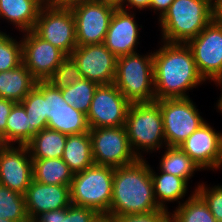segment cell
I'll list each match as a JSON object with an SVG mask.
<instances>
[{
  "instance_id": "cell-10",
  "label": "cell",
  "mask_w": 222,
  "mask_h": 222,
  "mask_svg": "<svg viewBox=\"0 0 222 222\" xmlns=\"http://www.w3.org/2000/svg\"><path fill=\"white\" fill-rule=\"evenodd\" d=\"M35 87L44 95L47 128L66 135L89 132L86 114L67 104L61 89L47 81H37Z\"/></svg>"
},
{
  "instance_id": "cell-15",
  "label": "cell",
  "mask_w": 222,
  "mask_h": 222,
  "mask_svg": "<svg viewBox=\"0 0 222 222\" xmlns=\"http://www.w3.org/2000/svg\"><path fill=\"white\" fill-rule=\"evenodd\" d=\"M70 56L77 63L82 78L98 85L114 82L117 57L103 43L77 46Z\"/></svg>"
},
{
  "instance_id": "cell-33",
  "label": "cell",
  "mask_w": 222,
  "mask_h": 222,
  "mask_svg": "<svg viewBox=\"0 0 222 222\" xmlns=\"http://www.w3.org/2000/svg\"><path fill=\"white\" fill-rule=\"evenodd\" d=\"M22 61V40L17 42L13 37L0 34V72L17 68Z\"/></svg>"
},
{
  "instance_id": "cell-43",
  "label": "cell",
  "mask_w": 222,
  "mask_h": 222,
  "mask_svg": "<svg viewBox=\"0 0 222 222\" xmlns=\"http://www.w3.org/2000/svg\"><path fill=\"white\" fill-rule=\"evenodd\" d=\"M216 84H217V86L221 85L220 87H222V79L216 81ZM221 90H222V88H221ZM216 106H217L218 110L222 113V93H221V97L218 100V104Z\"/></svg>"
},
{
  "instance_id": "cell-2",
  "label": "cell",
  "mask_w": 222,
  "mask_h": 222,
  "mask_svg": "<svg viewBox=\"0 0 222 222\" xmlns=\"http://www.w3.org/2000/svg\"><path fill=\"white\" fill-rule=\"evenodd\" d=\"M160 210L154 196L151 167L143 158L114 168L112 202L105 217L146 214Z\"/></svg>"
},
{
  "instance_id": "cell-26",
  "label": "cell",
  "mask_w": 222,
  "mask_h": 222,
  "mask_svg": "<svg viewBox=\"0 0 222 222\" xmlns=\"http://www.w3.org/2000/svg\"><path fill=\"white\" fill-rule=\"evenodd\" d=\"M165 149L159 163L161 171L183 178L188 182L195 171L202 170L179 146H165Z\"/></svg>"
},
{
  "instance_id": "cell-21",
  "label": "cell",
  "mask_w": 222,
  "mask_h": 222,
  "mask_svg": "<svg viewBox=\"0 0 222 222\" xmlns=\"http://www.w3.org/2000/svg\"><path fill=\"white\" fill-rule=\"evenodd\" d=\"M37 80L22 63L17 68L0 72V98L20 103L35 87Z\"/></svg>"
},
{
  "instance_id": "cell-24",
  "label": "cell",
  "mask_w": 222,
  "mask_h": 222,
  "mask_svg": "<svg viewBox=\"0 0 222 222\" xmlns=\"http://www.w3.org/2000/svg\"><path fill=\"white\" fill-rule=\"evenodd\" d=\"M156 174L151 168L154 196L160 209L168 210L166 202L178 201L185 197L188 182L180 177L160 171ZM166 205V206H165Z\"/></svg>"
},
{
  "instance_id": "cell-36",
  "label": "cell",
  "mask_w": 222,
  "mask_h": 222,
  "mask_svg": "<svg viewBox=\"0 0 222 222\" xmlns=\"http://www.w3.org/2000/svg\"><path fill=\"white\" fill-rule=\"evenodd\" d=\"M103 219L107 222H171V212L160 209L146 214L120 215Z\"/></svg>"
},
{
  "instance_id": "cell-28",
  "label": "cell",
  "mask_w": 222,
  "mask_h": 222,
  "mask_svg": "<svg viewBox=\"0 0 222 222\" xmlns=\"http://www.w3.org/2000/svg\"><path fill=\"white\" fill-rule=\"evenodd\" d=\"M171 213V222H217L204 200L194 191Z\"/></svg>"
},
{
  "instance_id": "cell-6",
  "label": "cell",
  "mask_w": 222,
  "mask_h": 222,
  "mask_svg": "<svg viewBox=\"0 0 222 222\" xmlns=\"http://www.w3.org/2000/svg\"><path fill=\"white\" fill-rule=\"evenodd\" d=\"M125 128L130 146L138 158L142 151L151 152L166 146L163 119L156 101L131 103Z\"/></svg>"
},
{
  "instance_id": "cell-11",
  "label": "cell",
  "mask_w": 222,
  "mask_h": 222,
  "mask_svg": "<svg viewBox=\"0 0 222 222\" xmlns=\"http://www.w3.org/2000/svg\"><path fill=\"white\" fill-rule=\"evenodd\" d=\"M187 45L197 69L206 81L222 79V23L215 18Z\"/></svg>"
},
{
  "instance_id": "cell-42",
  "label": "cell",
  "mask_w": 222,
  "mask_h": 222,
  "mask_svg": "<svg viewBox=\"0 0 222 222\" xmlns=\"http://www.w3.org/2000/svg\"><path fill=\"white\" fill-rule=\"evenodd\" d=\"M98 1L111 5L115 7L116 9H120L124 5V2H125V0H98Z\"/></svg>"
},
{
  "instance_id": "cell-18",
  "label": "cell",
  "mask_w": 222,
  "mask_h": 222,
  "mask_svg": "<svg viewBox=\"0 0 222 222\" xmlns=\"http://www.w3.org/2000/svg\"><path fill=\"white\" fill-rule=\"evenodd\" d=\"M135 15L126 10L115 9L103 44L116 56L137 53L139 27Z\"/></svg>"
},
{
  "instance_id": "cell-30",
  "label": "cell",
  "mask_w": 222,
  "mask_h": 222,
  "mask_svg": "<svg viewBox=\"0 0 222 222\" xmlns=\"http://www.w3.org/2000/svg\"><path fill=\"white\" fill-rule=\"evenodd\" d=\"M0 218L14 222H27L30 220L23 194L10 190L0 184Z\"/></svg>"
},
{
  "instance_id": "cell-5",
  "label": "cell",
  "mask_w": 222,
  "mask_h": 222,
  "mask_svg": "<svg viewBox=\"0 0 222 222\" xmlns=\"http://www.w3.org/2000/svg\"><path fill=\"white\" fill-rule=\"evenodd\" d=\"M114 168L92 165L75 173L70 184L71 204L95 210L103 218L112 202Z\"/></svg>"
},
{
  "instance_id": "cell-1",
  "label": "cell",
  "mask_w": 222,
  "mask_h": 222,
  "mask_svg": "<svg viewBox=\"0 0 222 222\" xmlns=\"http://www.w3.org/2000/svg\"><path fill=\"white\" fill-rule=\"evenodd\" d=\"M162 42L153 52L155 99L188 98L186 91L205 82L192 50L187 44Z\"/></svg>"
},
{
  "instance_id": "cell-38",
  "label": "cell",
  "mask_w": 222,
  "mask_h": 222,
  "mask_svg": "<svg viewBox=\"0 0 222 222\" xmlns=\"http://www.w3.org/2000/svg\"><path fill=\"white\" fill-rule=\"evenodd\" d=\"M150 3H151V0H125V2H124L125 5H123L120 9L126 10V11L129 10V7H130V10H131V8H132V10H133V8L134 9L136 8L139 10H142L145 8L150 9Z\"/></svg>"
},
{
  "instance_id": "cell-37",
  "label": "cell",
  "mask_w": 222,
  "mask_h": 222,
  "mask_svg": "<svg viewBox=\"0 0 222 222\" xmlns=\"http://www.w3.org/2000/svg\"><path fill=\"white\" fill-rule=\"evenodd\" d=\"M16 103L5 98H0V142L6 145V121L12 107Z\"/></svg>"
},
{
  "instance_id": "cell-40",
  "label": "cell",
  "mask_w": 222,
  "mask_h": 222,
  "mask_svg": "<svg viewBox=\"0 0 222 222\" xmlns=\"http://www.w3.org/2000/svg\"><path fill=\"white\" fill-rule=\"evenodd\" d=\"M84 1H90V0H46V3H48L49 5L55 6V7L70 8L73 5H76L78 3H82Z\"/></svg>"
},
{
  "instance_id": "cell-29",
  "label": "cell",
  "mask_w": 222,
  "mask_h": 222,
  "mask_svg": "<svg viewBox=\"0 0 222 222\" xmlns=\"http://www.w3.org/2000/svg\"><path fill=\"white\" fill-rule=\"evenodd\" d=\"M35 222H103L95 210L71 204L67 208L52 210L38 215Z\"/></svg>"
},
{
  "instance_id": "cell-31",
  "label": "cell",
  "mask_w": 222,
  "mask_h": 222,
  "mask_svg": "<svg viewBox=\"0 0 222 222\" xmlns=\"http://www.w3.org/2000/svg\"><path fill=\"white\" fill-rule=\"evenodd\" d=\"M98 84L82 78L75 84L61 89L63 99L78 111L87 114Z\"/></svg>"
},
{
  "instance_id": "cell-25",
  "label": "cell",
  "mask_w": 222,
  "mask_h": 222,
  "mask_svg": "<svg viewBox=\"0 0 222 222\" xmlns=\"http://www.w3.org/2000/svg\"><path fill=\"white\" fill-rule=\"evenodd\" d=\"M32 160L33 180L44 184L70 186L74 173L62 158Z\"/></svg>"
},
{
  "instance_id": "cell-20",
  "label": "cell",
  "mask_w": 222,
  "mask_h": 222,
  "mask_svg": "<svg viewBox=\"0 0 222 222\" xmlns=\"http://www.w3.org/2000/svg\"><path fill=\"white\" fill-rule=\"evenodd\" d=\"M45 3L46 0H0V17L12 22L21 32L31 31Z\"/></svg>"
},
{
  "instance_id": "cell-41",
  "label": "cell",
  "mask_w": 222,
  "mask_h": 222,
  "mask_svg": "<svg viewBox=\"0 0 222 222\" xmlns=\"http://www.w3.org/2000/svg\"><path fill=\"white\" fill-rule=\"evenodd\" d=\"M215 19L222 23V0H214Z\"/></svg>"
},
{
  "instance_id": "cell-44",
  "label": "cell",
  "mask_w": 222,
  "mask_h": 222,
  "mask_svg": "<svg viewBox=\"0 0 222 222\" xmlns=\"http://www.w3.org/2000/svg\"><path fill=\"white\" fill-rule=\"evenodd\" d=\"M0 222H14V221L5 218H0Z\"/></svg>"
},
{
  "instance_id": "cell-27",
  "label": "cell",
  "mask_w": 222,
  "mask_h": 222,
  "mask_svg": "<svg viewBox=\"0 0 222 222\" xmlns=\"http://www.w3.org/2000/svg\"><path fill=\"white\" fill-rule=\"evenodd\" d=\"M34 135L24 106L16 103L6 121V145H26Z\"/></svg>"
},
{
  "instance_id": "cell-12",
  "label": "cell",
  "mask_w": 222,
  "mask_h": 222,
  "mask_svg": "<svg viewBox=\"0 0 222 222\" xmlns=\"http://www.w3.org/2000/svg\"><path fill=\"white\" fill-rule=\"evenodd\" d=\"M77 46L104 42L115 7L98 0L73 5Z\"/></svg>"
},
{
  "instance_id": "cell-23",
  "label": "cell",
  "mask_w": 222,
  "mask_h": 222,
  "mask_svg": "<svg viewBox=\"0 0 222 222\" xmlns=\"http://www.w3.org/2000/svg\"><path fill=\"white\" fill-rule=\"evenodd\" d=\"M67 135L51 129H43L26 144L32 159L62 158Z\"/></svg>"
},
{
  "instance_id": "cell-8",
  "label": "cell",
  "mask_w": 222,
  "mask_h": 222,
  "mask_svg": "<svg viewBox=\"0 0 222 222\" xmlns=\"http://www.w3.org/2000/svg\"><path fill=\"white\" fill-rule=\"evenodd\" d=\"M33 31L67 56L77 47L75 18L71 8L45 3L39 11Z\"/></svg>"
},
{
  "instance_id": "cell-9",
  "label": "cell",
  "mask_w": 222,
  "mask_h": 222,
  "mask_svg": "<svg viewBox=\"0 0 222 222\" xmlns=\"http://www.w3.org/2000/svg\"><path fill=\"white\" fill-rule=\"evenodd\" d=\"M89 134L96 165L116 168L139 159L130 146L125 126L90 129Z\"/></svg>"
},
{
  "instance_id": "cell-7",
  "label": "cell",
  "mask_w": 222,
  "mask_h": 222,
  "mask_svg": "<svg viewBox=\"0 0 222 222\" xmlns=\"http://www.w3.org/2000/svg\"><path fill=\"white\" fill-rule=\"evenodd\" d=\"M155 101L159 104L163 119L166 146H179L206 122L190 97Z\"/></svg>"
},
{
  "instance_id": "cell-17",
  "label": "cell",
  "mask_w": 222,
  "mask_h": 222,
  "mask_svg": "<svg viewBox=\"0 0 222 222\" xmlns=\"http://www.w3.org/2000/svg\"><path fill=\"white\" fill-rule=\"evenodd\" d=\"M179 147L201 169L217 170L222 166V133L204 122Z\"/></svg>"
},
{
  "instance_id": "cell-14",
  "label": "cell",
  "mask_w": 222,
  "mask_h": 222,
  "mask_svg": "<svg viewBox=\"0 0 222 222\" xmlns=\"http://www.w3.org/2000/svg\"><path fill=\"white\" fill-rule=\"evenodd\" d=\"M23 33V64L37 81H47L67 55L51 43L43 40L33 30Z\"/></svg>"
},
{
  "instance_id": "cell-16",
  "label": "cell",
  "mask_w": 222,
  "mask_h": 222,
  "mask_svg": "<svg viewBox=\"0 0 222 222\" xmlns=\"http://www.w3.org/2000/svg\"><path fill=\"white\" fill-rule=\"evenodd\" d=\"M33 180V160L26 145L0 146V184L25 194Z\"/></svg>"
},
{
  "instance_id": "cell-13",
  "label": "cell",
  "mask_w": 222,
  "mask_h": 222,
  "mask_svg": "<svg viewBox=\"0 0 222 222\" xmlns=\"http://www.w3.org/2000/svg\"><path fill=\"white\" fill-rule=\"evenodd\" d=\"M130 105L114 83L98 85L86 114L89 128L125 126Z\"/></svg>"
},
{
  "instance_id": "cell-19",
  "label": "cell",
  "mask_w": 222,
  "mask_h": 222,
  "mask_svg": "<svg viewBox=\"0 0 222 222\" xmlns=\"http://www.w3.org/2000/svg\"><path fill=\"white\" fill-rule=\"evenodd\" d=\"M30 220L52 210L67 208L71 205L70 186L39 183L32 180L24 194Z\"/></svg>"
},
{
  "instance_id": "cell-32",
  "label": "cell",
  "mask_w": 222,
  "mask_h": 222,
  "mask_svg": "<svg viewBox=\"0 0 222 222\" xmlns=\"http://www.w3.org/2000/svg\"><path fill=\"white\" fill-rule=\"evenodd\" d=\"M26 111L31 129L38 133L47 128L44 95L34 87L20 102Z\"/></svg>"
},
{
  "instance_id": "cell-3",
  "label": "cell",
  "mask_w": 222,
  "mask_h": 222,
  "mask_svg": "<svg viewBox=\"0 0 222 222\" xmlns=\"http://www.w3.org/2000/svg\"><path fill=\"white\" fill-rule=\"evenodd\" d=\"M215 18L214 0H174L158 18L162 39L187 44Z\"/></svg>"
},
{
  "instance_id": "cell-4",
  "label": "cell",
  "mask_w": 222,
  "mask_h": 222,
  "mask_svg": "<svg viewBox=\"0 0 222 222\" xmlns=\"http://www.w3.org/2000/svg\"><path fill=\"white\" fill-rule=\"evenodd\" d=\"M113 83L130 103L155 101L153 53L117 57Z\"/></svg>"
},
{
  "instance_id": "cell-34",
  "label": "cell",
  "mask_w": 222,
  "mask_h": 222,
  "mask_svg": "<svg viewBox=\"0 0 222 222\" xmlns=\"http://www.w3.org/2000/svg\"><path fill=\"white\" fill-rule=\"evenodd\" d=\"M82 79L80 69L71 56H67L47 79L52 86L59 89L69 87Z\"/></svg>"
},
{
  "instance_id": "cell-39",
  "label": "cell",
  "mask_w": 222,
  "mask_h": 222,
  "mask_svg": "<svg viewBox=\"0 0 222 222\" xmlns=\"http://www.w3.org/2000/svg\"><path fill=\"white\" fill-rule=\"evenodd\" d=\"M173 1L174 0H151L150 9H153L154 12L156 10L157 12L160 11L159 18H161Z\"/></svg>"
},
{
  "instance_id": "cell-22",
  "label": "cell",
  "mask_w": 222,
  "mask_h": 222,
  "mask_svg": "<svg viewBox=\"0 0 222 222\" xmlns=\"http://www.w3.org/2000/svg\"><path fill=\"white\" fill-rule=\"evenodd\" d=\"M62 159L74 174L94 165L89 132L67 135Z\"/></svg>"
},
{
  "instance_id": "cell-35",
  "label": "cell",
  "mask_w": 222,
  "mask_h": 222,
  "mask_svg": "<svg viewBox=\"0 0 222 222\" xmlns=\"http://www.w3.org/2000/svg\"><path fill=\"white\" fill-rule=\"evenodd\" d=\"M207 204L217 222H222V185L206 187L204 183L197 185L194 190Z\"/></svg>"
}]
</instances>
